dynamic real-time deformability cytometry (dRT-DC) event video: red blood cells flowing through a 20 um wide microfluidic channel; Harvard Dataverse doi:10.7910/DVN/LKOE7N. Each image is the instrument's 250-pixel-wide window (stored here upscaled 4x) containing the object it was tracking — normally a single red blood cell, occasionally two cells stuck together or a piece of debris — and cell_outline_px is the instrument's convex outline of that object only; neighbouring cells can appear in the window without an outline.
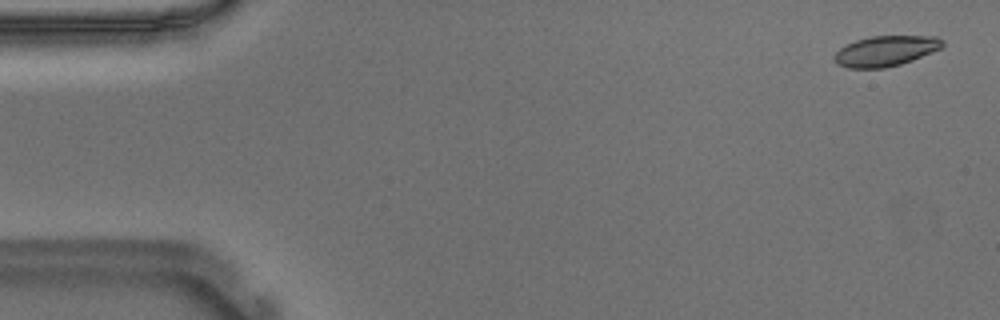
{"species": "Egyptian fruit bat (a non-hibernating species)", "species_latin": "Rousettus aegyptiacus", "temperature_condition": "warm", "stored_images_in_passage": 54, "camera_frame_rate_fps": 3000, "um_per_image_px": 0.085, "animal": {"sex": "male"}, "frame": {"image": 1, "passage_image": 2, "time_ms": 0.333, "image_size_px": [1000, 320], "cell_outline_px": [[944, 44], [940, 48], [932, 52], [912, 60], [900, 64], [884, 68], [848, 68], [836, 64], [832, 56], [844, 44], [856, 40], [872, 36], [936, 36], [944, 40]], "centroid_in_image_um": [75.24, 4.33], "position_along_channel_um": 9.8, "area_um2": 19.25}}
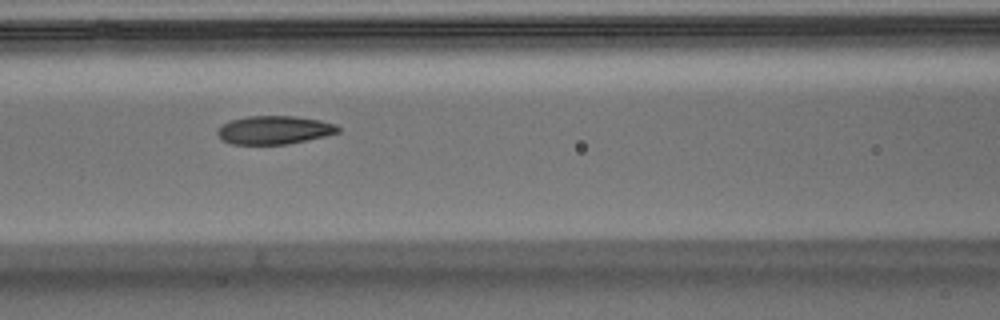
{"frame": {"image": 2, "passage_image": 23, "time_ms": 7.333, "image_size_px": [1000, 320], "cell_outline_px": [[340, 132], [324, 136], [288, 144], [232, 144], [220, 140], [216, 132], [216, 128], [232, 120], [248, 116], [296, 116], [320, 120], [336, 124], [340, 128]], "centroid_in_image_um": [23.29, 11.05], "position_along_channel_um": 143.3, "area_um2": 20.0}}
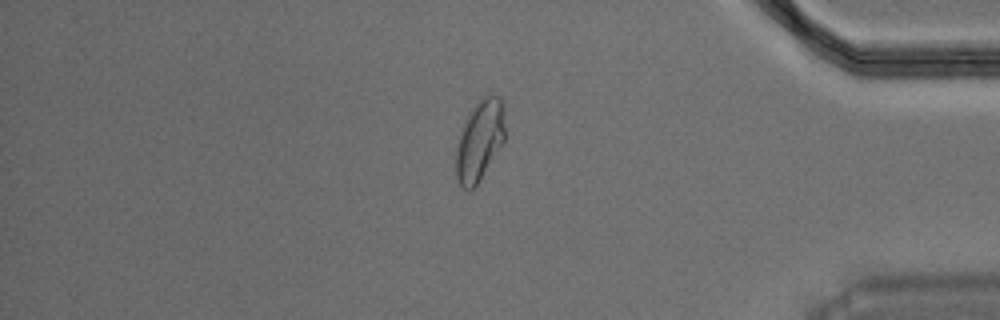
{"frame": {"image": 3, "passage_image": 46, "time_ms": 15.0, "image_size_px": [1000, 320], "cell_outline_px": [[508, 136], [480, 180], [468, 192], [456, 180], [456, 148], [468, 112], [488, 92], [492, 92], [500, 96], [504, 108]], "centroid_in_image_um": [40.83, 11.89], "position_along_channel_um": 394.4, "area_um2": 23.64}, "authors_computed_cell_mechanics": {"area_um2": 20.3745, "velocity_mm_per_s": 3.6696, "shape_relaxation_time_tau1_ms": null, "shape_relaxation_time_tau2_ms": 1.6606, "deformation_change_tau1": null, "deformation_change_tau2": 0.063}}